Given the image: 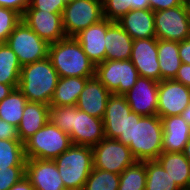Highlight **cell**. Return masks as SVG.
<instances>
[{"label":"cell","instance_id":"obj_1","mask_svg":"<svg viewBox=\"0 0 190 190\" xmlns=\"http://www.w3.org/2000/svg\"><path fill=\"white\" fill-rule=\"evenodd\" d=\"M163 127L158 115L142 116L131 112L125 133L117 140L127 145L137 161L156 160L162 153Z\"/></svg>","mask_w":190,"mask_h":190},{"label":"cell","instance_id":"obj_23","mask_svg":"<svg viewBox=\"0 0 190 190\" xmlns=\"http://www.w3.org/2000/svg\"><path fill=\"white\" fill-rule=\"evenodd\" d=\"M49 105L41 102H27L19 126L18 137L25 142L49 121Z\"/></svg>","mask_w":190,"mask_h":190},{"label":"cell","instance_id":"obj_29","mask_svg":"<svg viewBox=\"0 0 190 190\" xmlns=\"http://www.w3.org/2000/svg\"><path fill=\"white\" fill-rule=\"evenodd\" d=\"M145 190H181L157 160H146Z\"/></svg>","mask_w":190,"mask_h":190},{"label":"cell","instance_id":"obj_41","mask_svg":"<svg viewBox=\"0 0 190 190\" xmlns=\"http://www.w3.org/2000/svg\"><path fill=\"white\" fill-rule=\"evenodd\" d=\"M179 57L182 63L190 64V38L179 42Z\"/></svg>","mask_w":190,"mask_h":190},{"label":"cell","instance_id":"obj_44","mask_svg":"<svg viewBox=\"0 0 190 190\" xmlns=\"http://www.w3.org/2000/svg\"><path fill=\"white\" fill-rule=\"evenodd\" d=\"M181 116L183 119L190 125V104L186 107V109L182 112Z\"/></svg>","mask_w":190,"mask_h":190},{"label":"cell","instance_id":"obj_46","mask_svg":"<svg viewBox=\"0 0 190 190\" xmlns=\"http://www.w3.org/2000/svg\"><path fill=\"white\" fill-rule=\"evenodd\" d=\"M184 8H185V11L188 13L189 17H190V0H184L182 2Z\"/></svg>","mask_w":190,"mask_h":190},{"label":"cell","instance_id":"obj_37","mask_svg":"<svg viewBox=\"0 0 190 190\" xmlns=\"http://www.w3.org/2000/svg\"><path fill=\"white\" fill-rule=\"evenodd\" d=\"M0 139L1 140H19L17 127L0 119Z\"/></svg>","mask_w":190,"mask_h":190},{"label":"cell","instance_id":"obj_33","mask_svg":"<svg viewBox=\"0 0 190 190\" xmlns=\"http://www.w3.org/2000/svg\"><path fill=\"white\" fill-rule=\"evenodd\" d=\"M120 175L93 168L83 190H118Z\"/></svg>","mask_w":190,"mask_h":190},{"label":"cell","instance_id":"obj_17","mask_svg":"<svg viewBox=\"0 0 190 190\" xmlns=\"http://www.w3.org/2000/svg\"><path fill=\"white\" fill-rule=\"evenodd\" d=\"M132 112L124 95L111 94L102 118L106 138L117 139L125 133L126 118Z\"/></svg>","mask_w":190,"mask_h":190},{"label":"cell","instance_id":"obj_36","mask_svg":"<svg viewBox=\"0 0 190 190\" xmlns=\"http://www.w3.org/2000/svg\"><path fill=\"white\" fill-rule=\"evenodd\" d=\"M66 6L64 0H32L26 10H42L51 13H62Z\"/></svg>","mask_w":190,"mask_h":190},{"label":"cell","instance_id":"obj_25","mask_svg":"<svg viewBox=\"0 0 190 190\" xmlns=\"http://www.w3.org/2000/svg\"><path fill=\"white\" fill-rule=\"evenodd\" d=\"M89 78L92 77H59L49 106H76Z\"/></svg>","mask_w":190,"mask_h":190},{"label":"cell","instance_id":"obj_43","mask_svg":"<svg viewBox=\"0 0 190 190\" xmlns=\"http://www.w3.org/2000/svg\"><path fill=\"white\" fill-rule=\"evenodd\" d=\"M15 88H18V85H6L0 83V101L6 98L10 94V92Z\"/></svg>","mask_w":190,"mask_h":190},{"label":"cell","instance_id":"obj_22","mask_svg":"<svg viewBox=\"0 0 190 190\" xmlns=\"http://www.w3.org/2000/svg\"><path fill=\"white\" fill-rule=\"evenodd\" d=\"M105 60H128L131 58L133 39L118 24L107 19Z\"/></svg>","mask_w":190,"mask_h":190},{"label":"cell","instance_id":"obj_34","mask_svg":"<svg viewBox=\"0 0 190 190\" xmlns=\"http://www.w3.org/2000/svg\"><path fill=\"white\" fill-rule=\"evenodd\" d=\"M22 21V16L16 11L0 7V43H6L8 36Z\"/></svg>","mask_w":190,"mask_h":190},{"label":"cell","instance_id":"obj_32","mask_svg":"<svg viewBox=\"0 0 190 190\" xmlns=\"http://www.w3.org/2000/svg\"><path fill=\"white\" fill-rule=\"evenodd\" d=\"M24 143L20 140L0 139V168L25 166Z\"/></svg>","mask_w":190,"mask_h":190},{"label":"cell","instance_id":"obj_5","mask_svg":"<svg viewBox=\"0 0 190 190\" xmlns=\"http://www.w3.org/2000/svg\"><path fill=\"white\" fill-rule=\"evenodd\" d=\"M92 147L72 144L54 159L66 190H83L93 169Z\"/></svg>","mask_w":190,"mask_h":190},{"label":"cell","instance_id":"obj_18","mask_svg":"<svg viewBox=\"0 0 190 190\" xmlns=\"http://www.w3.org/2000/svg\"><path fill=\"white\" fill-rule=\"evenodd\" d=\"M107 19L91 25L75 36L80 43L84 53L95 64L105 61L106 58V39Z\"/></svg>","mask_w":190,"mask_h":190},{"label":"cell","instance_id":"obj_21","mask_svg":"<svg viewBox=\"0 0 190 190\" xmlns=\"http://www.w3.org/2000/svg\"><path fill=\"white\" fill-rule=\"evenodd\" d=\"M117 22L133 40L156 37L154 11L151 9L130 10Z\"/></svg>","mask_w":190,"mask_h":190},{"label":"cell","instance_id":"obj_45","mask_svg":"<svg viewBox=\"0 0 190 190\" xmlns=\"http://www.w3.org/2000/svg\"><path fill=\"white\" fill-rule=\"evenodd\" d=\"M183 153L186 156V158L190 161V139L188 140Z\"/></svg>","mask_w":190,"mask_h":190},{"label":"cell","instance_id":"obj_16","mask_svg":"<svg viewBox=\"0 0 190 190\" xmlns=\"http://www.w3.org/2000/svg\"><path fill=\"white\" fill-rule=\"evenodd\" d=\"M25 177L35 190H66L54 160L26 159Z\"/></svg>","mask_w":190,"mask_h":190},{"label":"cell","instance_id":"obj_13","mask_svg":"<svg viewBox=\"0 0 190 190\" xmlns=\"http://www.w3.org/2000/svg\"><path fill=\"white\" fill-rule=\"evenodd\" d=\"M158 84L155 80L138 77L135 85L124 94L132 112L142 116L157 115Z\"/></svg>","mask_w":190,"mask_h":190},{"label":"cell","instance_id":"obj_19","mask_svg":"<svg viewBox=\"0 0 190 190\" xmlns=\"http://www.w3.org/2000/svg\"><path fill=\"white\" fill-rule=\"evenodd\" d=\"M110 95L107 88L94 76L87 80L76 107L93 117L102 119Z\"/></svg>","mask_w":190,"mask_h":190},{"label":"cell","instance_id":"obj_10","mask_svg":"<svg viewBox=\"0 0 190 190\" xmlns=\"http://www.w3.org/2000/svg\"><path fill=\"white\" fill-rule=\"evenodd\" d=\"M93 168L121 174L137 160L127 145L117 139L104 138L99 144L92 147Z\"/></svg>","mask_w":190,"mask_h":190},{"label":"cell","instance_id":"obj_40","mask_svg":"<svg viewBox=\"0 0 190 190\" xmlns=\"http://www.w3.org/2000/svg\"><path fill=\"white\" fill-rule=\"evenodd\" d=\"M173 80L190 88V64L182 63Z\"/></svg>","mask_w":190,"mask_h":190},{"label":"cell","instance_id":"obj_2","mask_svg":"<svg viewBox=\"0 0 190 190\" xmlns=\"http://www.w3.org/2000/svg\"><path fill=\"white\" fill-rule=\"evenodd\" d=\"M49 121L69 134L75 145L93 147L104 138L103 120L79 110L76 106H50Z\"/></svg>","mask_w":190,"mask_h":190},{"label":"cell","instance_id":"obj_30","mask_svg":"<svg viewBox=\"0 0 190 190\" xmlns=\"http://www.w3.org/2000/svg\"><path fill=\"white\" fill-rule=\"evenodd\" d=\"M103 17L117 22L130 10L150 9L149 0H101Z\"/></svg>","mask_w":190,"mask_h":190},{"label":"cell","instance_id":"obj_7","mask_svg":"<svg viewBox=\"0 0 190 190\" xmlns=\"http://www.w3.org/2000/svg\"><path fill=\"white\" fill-rule=\"evenodd\" d=\"M103 19L101 0H70L62 12V25L67 37H75Z\"/></svg>","mask_w":190,"mask_h":190},{"label":"cell","instance_id":"obj_3","mask_svg":"<svg viewBox=\"0 0 190 190\" xmlns=\"http://www.w3.org/2000/svg\"><path fill=\"white\" fill-rule=\"evenodd\" d=\"M48 57L59 77H94L96 65L75 37L49 44Z\"/></svg>","mask_w":190,"mask_h":190},{"label":"cell","instance_id":"obj_6","mask_svg":"<svg viewBox=\"0 0 190 190\" xmlns=\"http://www.w3.org/2000/svg\"><path fill=\"white\" fill-rule=\"evenodd\" d=\"M72 144L69 134L48 121L24 142L25 158L54 160Z\"/></svg>","mask_w":190,"mask_h":190},{"label":"cell","instance_id":"obj_11","mask_svg":"<svg viewBox=\"0 0 190 190\" xmlns=\"http://www.w3.org/2000/svg\"><path fill=\"white\" fill-rule=\"evenodd\" d=\"M156 38L181 42L190 37V17L182 5L154 12Z\"/></svg>","mask_w":190,"mask_h":190},{"label":"cell","instance_id":"obj_15","mask_svg":"<svg viewBox=\"0 0 190 190\" xmlns=\"http://www.w3.org/2000/svg\"><path fill=\"white\" fill-rule=\"evenodd\" d=\"M22 20L48 44L56 43L67 37L62 25V13L26 10Z\"/></svg>","mask_w":190,"mask_h":190},{"label":"cell","instance_id":"obj_35","mask_svg":"<svg viewBox=\"0 0 190 190\" xmlns=\"http://www.w3.org/2000/svg\"><path fill=\"white\" fill-rule=\"evenodd\" d=\"M25 176V166L0 168V190H9Z\"/></svg>","mask_w":190,"mask_h":190},{"label":"cell","instance_id":"obj_4","mask_svg":"<svg viewBox=\"0 0 190 190\" xmlns=\"http://www.w3.org/2000/svg\"><path fill=\"white\" fill-rule=\"evenodd\" d=\"M58 79V73L47 56L21 67L18 89L28 102H41L49 105Z\"/></svg>","mask_w":190,"mask_h":190},{"label":"cell","instance_id":"obj_24","mask_svg":"<svg viewBox=\"0 0 190 190\" xmlns=\"http://www.w3.org/2000/svg\"><path fill=\"white\" fill-rule=\"evenodd\" d=\"M156 160L181 189H190V161L183 152H162Z\"/></svg>","mask_w":190,"mask_h":190},{"label":"cell","instance_id":"obj_31","mask_svg":"<svg viewBox=\"0 0 190 190\" xmlns=\"http://www.w3.org/2000/svg\"><path fill=\"white\" fill-rule=\"evenodd\" d=\"M146 178V161H136L120 174L118 190H145Z\"/></svg>","mask_w":190,"mask_h":190},{"label":"cell","instance_id":"obj_26","mask_svg":"<svg viewBox=\"0 0 190 190\" xmlns=\"http://www.w3.org/2000/svg\"><path fill=\"white\" fill-rule=\"evenodd\" d=\"M160 81L175 78L182 62L179 57V42L157 40Z\"/></svg>","mask_w":190,"mask_h":190},{"label":"cell","instance_id":"obj_14","mask_svg":"<svg viewBox=\"0 0 190 190\" xmlns=\"http://www.w3.org/2000/svg\"><path fill=\"white\" fill-rule=\"evenodd\" d=\"M157 40L156 37L133 40L130 61L139 76L160 82Z\"/></svg>","mask_w":190,"mask_h":190},{"label":"cell","instance_id":"obj_42","mask_svg":"<svg viewBox=\"0 0 190 190\" xmlns=\"http://www.w3.org/2000/svg\"><path fill=\"white\" fill-rule=\"evenodd\" d=\"M9 190H35L30 181L24 176L18 183L11 186Z\"/></svg>","mask_w":190,"mask_h":190},{"label":"cell","instance_id":"obj_27","mask_svg":"<svg viewBox=\"0 0 190 190\" xmlns=\"http://www.w3.org/2000/svg\"><path fill=\"white\" fill-rule=\"evenodd\" d=\"M27 102L28 100L18 88L13 89L6 98L0 101V119L18 127Z\"/></svg>","mask_w":190,"mask_h":190},{"label":"cell","instance_id":"obj_20","mask_svg":"<svg viewBox=\"0 0 190 190\" xmlns=\"http://www.w3.org/2000/svg\"><path fill=\"white\" fill-rule=\"evenodd\" d=\"M162 152H183L190 139V125L181 115L161 118Z\"/></svg>","mask_w":190,"mask_h":190},{"label":"cell","instance_id":"obj_8","mask_svg":"<svg viewBox=\"0 0 190 190\" xmlns=\"http://www.w3.org/2000/svg\"><path fill=\"white\" fill-rule=\"evenodd\" d=\"M95 77L111 94L124 95L136 83L139 74L128 60H105L96 65Z\"/></svg>","mask_w":190,"mask_h":190},{"label":"cell","instance_id":"obj_28","mask_svg":"<svg viewBox=\"0 0 190 190\" xmlns=\"http://www.w3.org/2000/svg\"><path fill=\"white\" fill-rule=\"evenodd\" d=\"M21 64L7 43H0V83L19 85Z\"/></svg>","mask_w":190,"mask_h":190},{"label":"cell","instance_id":"obj_38","mask_svg":"<svg viewBox=\"0 0 190 190\" xmlns=\"http://www.w3.org/2000/svg\"><path fill=\"white\" fill-rule=\"evenodd\" d=\"M29 3L26 0H0V7L12 9L21 16L25 13Z\"/></svg>","mask_w":190,"mask_h":190},{"label":"cell","instance_id":"obj_39","mask_svg":"<svg viewBox=\"0 0 190 190\" xmlns=\"http://www.w3.org/2000/svg\"><path fill=\"white\" fill-rule=\"evenodd\" d=\"M150 9L154 12L182 5L180 0H149Z\"/></svg>","mask_w":190,"mask_h":190},{"label":"cell","instance_id":"obj_9","mask_svg":"<svg viewBox=\"0 0 190 190\" xmlns=\"http://www.w3.org/2000/svg\"><path fill=\"white\" fill-rule=\"evenodd\" d=\"M6 43L18 57L21 66L37 62L48 56L49 44L23 20L10 33Z\"/></svg>","mask_w":190,"mask_h":190},{"label":"cell","instance_id":"obj_12","mask_svg":"<svg viewBox=\"0 0 190 190\" xmlns=\"http://www.w3.org/2000/svg\"><path fill=\"white\" fill-rule=\"evenodd\" d=\"M189 104V87L173 79L159 82L157 115L160 118L181 115Z\"/></svg>","mask_w":190,"mask_h":190}]
</instances>
